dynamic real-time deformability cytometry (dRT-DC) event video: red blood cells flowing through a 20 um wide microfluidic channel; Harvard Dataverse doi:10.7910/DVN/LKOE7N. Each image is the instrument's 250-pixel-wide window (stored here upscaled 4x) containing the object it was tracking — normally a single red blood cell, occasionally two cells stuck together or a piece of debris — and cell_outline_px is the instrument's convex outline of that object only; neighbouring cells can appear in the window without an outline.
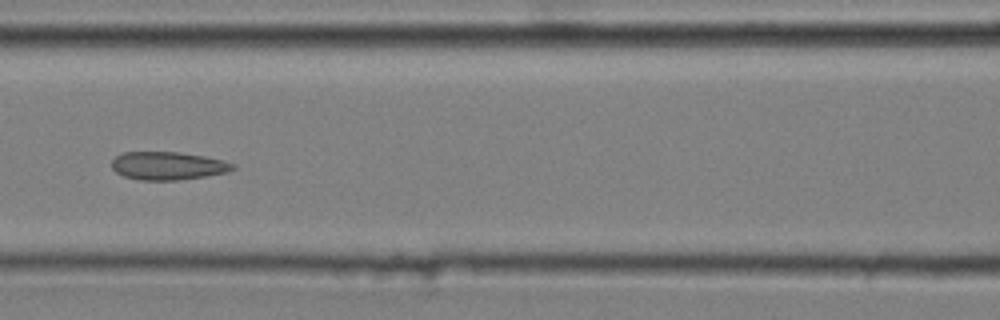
{"species": "common noctule bat (a hibernating species)", "species_latin": "Nyctalus noctula", "temperature_condition": "cold", "stored_images_in_passage": 6, "camera_frame_rate_fps": 3000, "um_per_image_px": 0.085, "animal": {"sex": "male", "body_mass_g": 20.4}, "frame": {"image": 1, "passage_image": 6, "time_ms": 1.667, "image_size_px": [1000, 320], "cell_outline_px": [[236, 168], [228, 172], [180, 180], [140, 180], [124, 176], [116, 172], [112, 168], [112, 160], [116, 156], [124, 152], [180, 152], [204, 156], [224, 160], [236, 164]], "centroid_in_image_um": [14.3, 14.09], "position_along_channel_um": 152.3, "area_um2": 19.88}}